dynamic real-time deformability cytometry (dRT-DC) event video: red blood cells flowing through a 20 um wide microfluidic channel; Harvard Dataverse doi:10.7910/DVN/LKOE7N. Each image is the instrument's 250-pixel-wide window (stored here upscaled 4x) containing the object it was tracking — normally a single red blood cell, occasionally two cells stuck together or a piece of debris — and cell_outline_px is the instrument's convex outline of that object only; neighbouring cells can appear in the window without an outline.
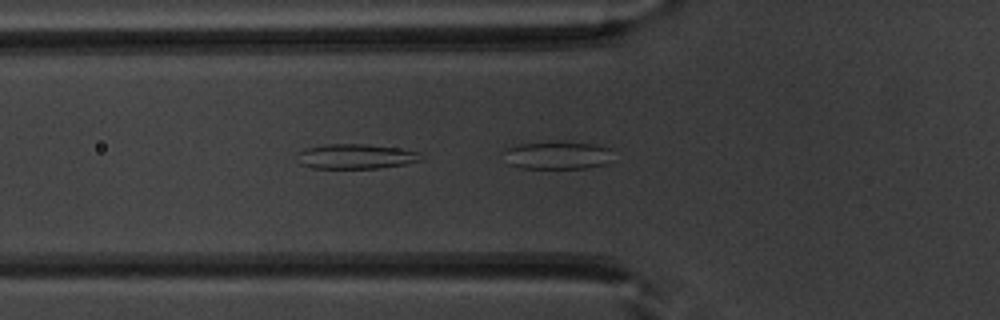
{"species": "common noctule bat (a hibernating species)", "species_latin": "Nyctalus noctula", "temperature_condition": "warm", "stored_images_in_passage": 9, "camera_frame_rate_fps": 3000, "um_per_image_px": 0.085, "animal": {"sex": "male", "body_mass_g": 20.1, "forearm_length_mm": 53.5}, "frame": {"image": 1, "passage_image": 8, "time_ms": 2.333, "image_size_px": [1000, 320], "cell_outline_px": [[424, 160], [404, 164], [380, 168], [312, 168], [300, 164], [296, 152], [304, 148], [328, 144], [368, 144], [396, 148], [420, 152]], "centroid_in_image_um": [30.23, 13.29], "position_along_channel_um": 95.6, "area_um2": 18.03}}